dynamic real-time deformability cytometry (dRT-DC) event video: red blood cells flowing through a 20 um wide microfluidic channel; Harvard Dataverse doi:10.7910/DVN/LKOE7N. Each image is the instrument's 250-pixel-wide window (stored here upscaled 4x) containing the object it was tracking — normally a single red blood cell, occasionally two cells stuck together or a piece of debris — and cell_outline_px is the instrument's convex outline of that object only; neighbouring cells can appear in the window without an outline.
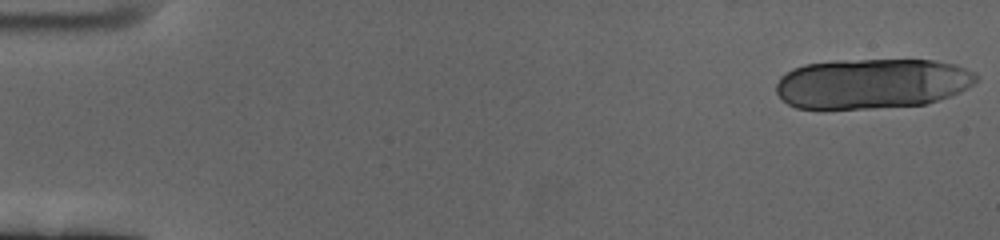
{"species": "human", "species_latin": "Homo sapiens", "temperature_condition": "cold", "stored_images_in_passage": 21, "camera_frame_rate_fps": 3000, "um_per_image_px": 0.085, "donor": {"sex": "female"}, "frame": {"image": 1, "passage_image": 1, "time_ms": 0.0, "image_size_px": [1000, 240], "cell_outline_px": [[980, 80], [960, 92], [928, 104], [872, 108], [796, 108], [788, 104], [776, 92], [776, 84], [780, 76], [792, 68], [804, 64], [836, 60], [932, 60], [956, 64], [976, 72], [980, 76]], "centroid_in_image_um": [74.16, 7.09], "position_along_channel_um": 10.8, "area_um2": 58.96}}